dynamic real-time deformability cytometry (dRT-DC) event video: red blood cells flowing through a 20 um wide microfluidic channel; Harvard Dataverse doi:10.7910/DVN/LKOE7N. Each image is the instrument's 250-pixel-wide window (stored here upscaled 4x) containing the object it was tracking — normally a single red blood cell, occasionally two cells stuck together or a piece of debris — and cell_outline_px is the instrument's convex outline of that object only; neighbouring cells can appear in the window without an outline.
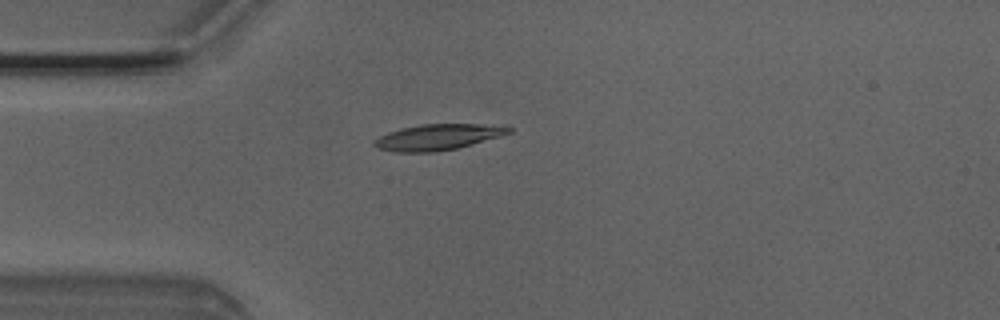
{"species": "Egyptian fruit bat (a non-hibernating species)", "species_latin": "Rousettus aegyptiacus", "temperature_condition": "room temperature", "stored_images_in_passage": 5, "camera_frame_rate_fps": 3000, "um_per_image_px": 0.085, "animal": {"sex": "male"}, "frame": {"image": 1, "passage_image": 4, "time_ms": 1.0, "image_size_px": [1000, 320], "cell_outline_px": [[512, 132], [500, 136], [456, 148], [436, 152], [392, 152], [376, 148], [372, 144], [372, 140], [388, 132], [400, 128], [420, 124], [508, 124], [512, 128]], "centroid_in_image_um": [37.22, 11.64], "position_along_channel_um": 47.8, "area_um2": 20.63}}